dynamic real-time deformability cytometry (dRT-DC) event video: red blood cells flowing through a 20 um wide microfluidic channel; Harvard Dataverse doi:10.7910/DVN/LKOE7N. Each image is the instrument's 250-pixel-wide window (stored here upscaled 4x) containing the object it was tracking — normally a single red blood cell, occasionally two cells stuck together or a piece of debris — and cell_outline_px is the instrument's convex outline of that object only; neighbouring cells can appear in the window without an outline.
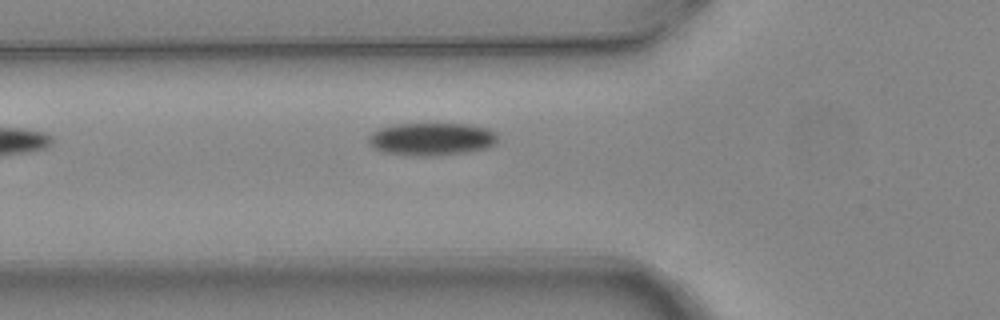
{"species": "common noctule bat (a hibernating species)", "species_latin": "Nyctalus noctula", "temperature_condition": "warm", "stored_images_in_passage": 5, "camera_frame_rate_fps": 3000, "um_per_image_px": 0.085, "animal": {"sex": "female", "body_mass_g": 24.6, "forearm_length_mm": 56.2}, "frame": {"image": 1, "passage_image": 5, "time_ms": 1.333, "image_size_px": [1000, 320], "cell_outline_px": [[496, 140], [492, 144], [484, 148], [464, 152], [440, 156], [408, 156], [384, 152], [376, 148], [368, 140], [368, 136], [372, 132], [380, 128], [396, 124], [468, 124], [484, 128], [496, 132]], "centroid_in_image_um": [36.64, 11.83], "position_along_channel_um": 89.2, "area_um2": 24.39}}